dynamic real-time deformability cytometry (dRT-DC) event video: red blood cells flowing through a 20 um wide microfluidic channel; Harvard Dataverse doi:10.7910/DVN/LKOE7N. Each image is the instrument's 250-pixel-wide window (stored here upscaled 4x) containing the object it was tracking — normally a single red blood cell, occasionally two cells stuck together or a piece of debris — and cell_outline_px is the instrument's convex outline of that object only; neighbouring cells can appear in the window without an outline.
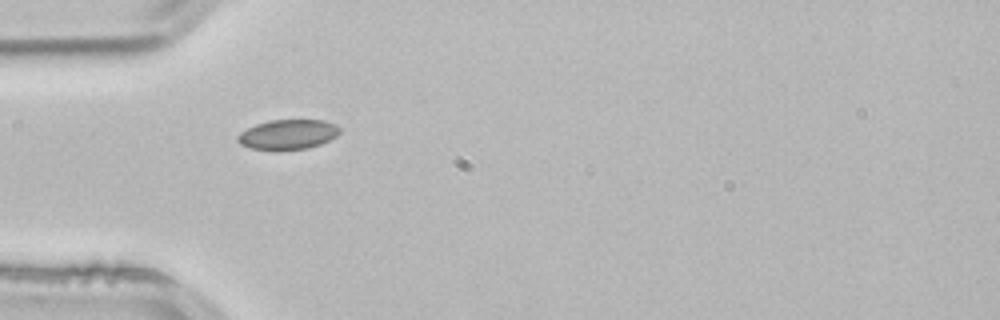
{"species": "common noctule bat (a hibernating species)", "species_latin": "Nyctalus noctula", "temperature_condition": "room temperature", "stored_images_in_passage": 1, "camera_frame_rate_fps": 3000, "um_per_image_px": 0.085, "animal": {"sex": "male", "body_mass_g": 21.5, "forearm_length_mm": 52.0}, "frame": {"image": 1, "passage_image": 1, "time_ms": 0.0, "image_size_px": [1000, 320], "cell_outline_px": [[340, 132], [336, 136], [320, 144], [308, 148], [252, 148], [240, 144], [236, 140], [236, 136], [240, 132], [256, 124], [268, 120], [324, 120], [336, 124], [340, 128]], "centroid_in_image_um": [24.48, 11.39], "position_along_channel_um": 60.5, "area_um2": 17.34}}